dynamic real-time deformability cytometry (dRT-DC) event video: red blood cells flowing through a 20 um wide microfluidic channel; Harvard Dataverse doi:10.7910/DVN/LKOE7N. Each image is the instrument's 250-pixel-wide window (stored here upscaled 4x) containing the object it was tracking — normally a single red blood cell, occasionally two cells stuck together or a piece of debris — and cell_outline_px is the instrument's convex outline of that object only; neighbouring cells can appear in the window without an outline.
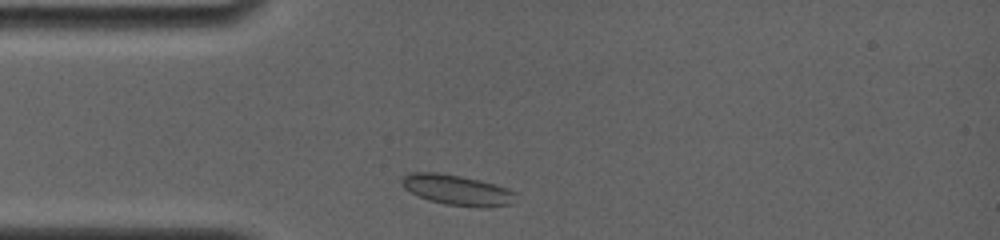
{"species": "common noctule bat (a hibernating species)", "species_latin": "Nyctalus noctula", "temperature_condition": "room temperature", "stored_images_in_passage": 15, "camera_frame_rate_fps": 4000, "um_per_image_px": 0.085, "animal": {"sex": "female", "body_mass_g": 19.0, "forearm_length_mm": 56.7}, "frame": {"image": 1, "passage_image": 5, "time_ms": 3.0, "image_size_px": [1000, 240], "cell_outline_px": [[516, 192], [512, 204], [488, 208], [480, 208], [444, 204], [428, 200], [404, 188], [400, 184], [400, 180], [408, 172], [436, 172], [460, 176], [480, 180], [508, 188]], "centroid_in_image_um": [38.86, 16.16], "position_along_channel_um": 46.1, "area_um2": 20.35}}
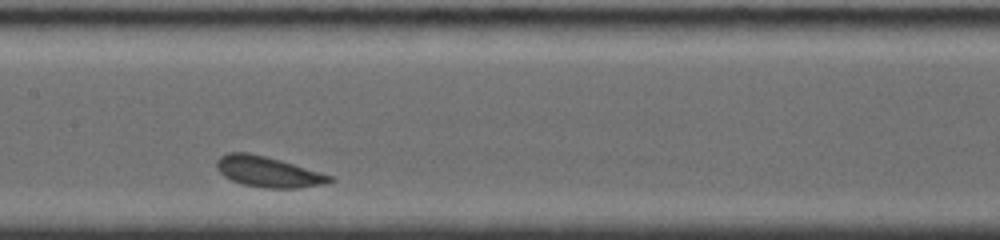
{"frame": {"image": 2, "passage_image": 11, "time_ms": 8.0, "image_size_px": [1000, 240], "cell_outline_px": [[336, 180], [324, 184], [296, 188], [264, 188], [244, 184], [232, 180], [224, 176], [216, 168], [216, 160], [220, 156], [228, 152], [248, 152], [280, 160], [332, 176]], "centroid_in_image_um": [22.76, 14.6], "position_along_channel_um": 184.6, "area_um2": 20.0}}
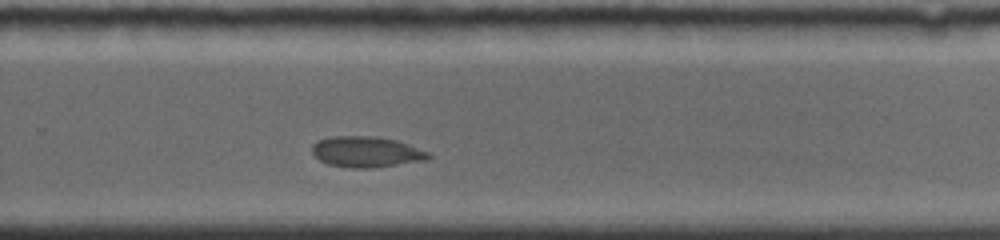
{"frame": {"image": 3, "passage_image": 15, "time_ms": 11.5, "image_size_px": [1000, 240], "cell_outline_px": [[432, 156], [428, 160], [368, 168], [348, 168], [328, 164], [320, 160], [312, 152], [312, 144], [320, 140], [332, 136], [376, 136], [396, 140], [408, 144], [428, 152]], "centroid_in_image_um": [31.14, 12.91], "position_along_channel_um": 298.7, "area_um2": 20.81}}